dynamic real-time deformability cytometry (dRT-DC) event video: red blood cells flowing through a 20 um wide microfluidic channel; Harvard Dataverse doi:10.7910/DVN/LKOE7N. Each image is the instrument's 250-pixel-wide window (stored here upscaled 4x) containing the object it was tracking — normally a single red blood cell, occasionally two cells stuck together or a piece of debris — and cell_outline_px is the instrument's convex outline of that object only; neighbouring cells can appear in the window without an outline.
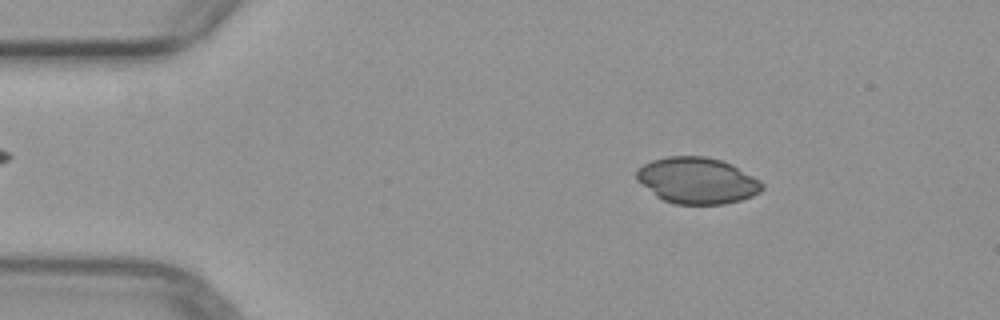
{"species": "common noctule bat (a hibernating species)", "species_latin": "Nyctalus noctula", "temperature_condition": "warm", "stored_images_in_passage": 7, "camera_frame_rate_fps": 3000, "um_per_image_px": 0.085, "animal": {"sex": "female", "body_mass_g": 29.2, "forearm_length_mm": 56.3}, "frame": {"image": 1, "passage_image": 1, "time_ms": 0.0, "image_size_px": [1000, 320], "cell_outline_px": [[764, 188], [760, 192], [752, 196], [740, 200], [724, 204], [672, 204], [656, 196], [636, 180], [636, 172], [644, 164], [652, 160], [668, 156], [704, 156], [720, 160], [732, 164], [760, 180], [764, 184]], "centroid_in_image_um": [59.26, 15.35], "position_along_channel_um": 25.7, "area_um2": 33.87}}